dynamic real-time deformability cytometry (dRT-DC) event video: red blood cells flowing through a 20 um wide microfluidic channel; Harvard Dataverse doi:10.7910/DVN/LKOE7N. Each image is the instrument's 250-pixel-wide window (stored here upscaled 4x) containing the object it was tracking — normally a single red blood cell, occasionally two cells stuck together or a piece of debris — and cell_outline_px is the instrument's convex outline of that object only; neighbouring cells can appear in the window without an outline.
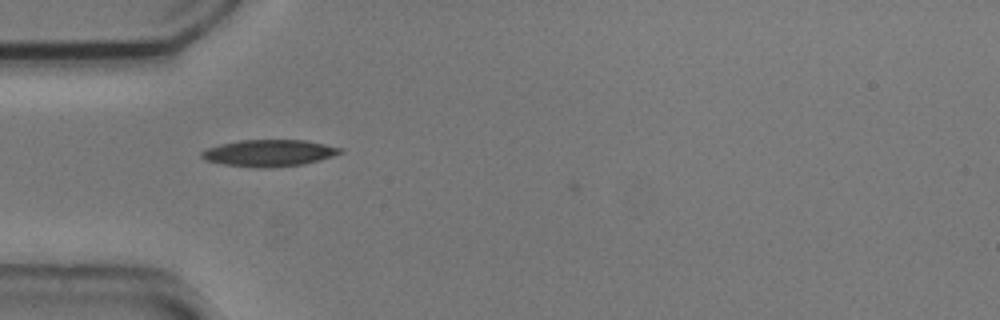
{"species": "common noctule bat (a hibernating species)", "species_latin": "Nyctalus noctula", "temperature_condition": "cold", "stored_images_in_passage": 31, "camera_frame_rate_fps": 3000, "um_per_image_px": 0.085, "animal": {"sex": "male", "body_mass_g": 20.5, "forearm_length_mm": 52.5}, "frame": {"image": 1, "passage_image": 1, "time_ms": 0.0, "image_size_px": [1000, 320], "cell_outline_px": [[344, 152], [320, 160], [304, 164], [268, 168], [256, 168], [224, 164], [204, 160], [200, 156], [200, 152], [208, 148], [220, 144], [240, 140], [304, 140], [344, 148]], "centroid_in_image_um": [22.88, 13.01], "position_along_channel_um": 62.1, "area_um2": 21.68}}
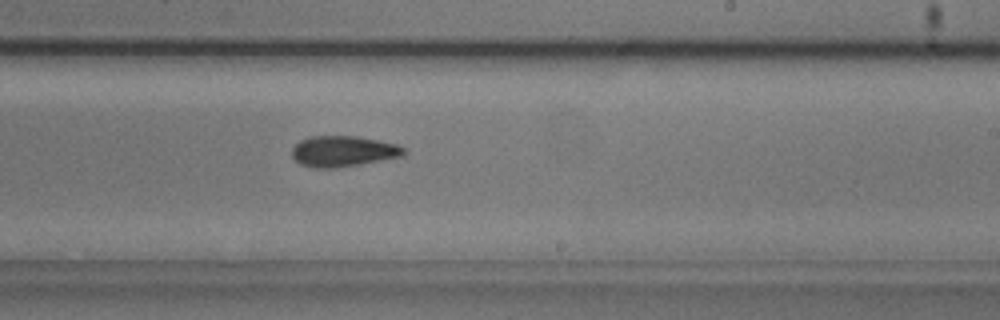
{"frame": {"image": 2, "passage_image": 17, "time_ms": 5.333, "image_size_px": [1000, 320], "cell_outline_px": [[408, 152], [400, 156], [380, 160], [336, 168], [316, 168], [300, 164], [292, 156], [292, 148], [300, 140], [312, 136], [356, 136], [396, 144], [408, 148]], "centroid_in_image_um": [29.17, 12.85], "position_along_channel_um": 259.8, "area_um2": 19.94}}
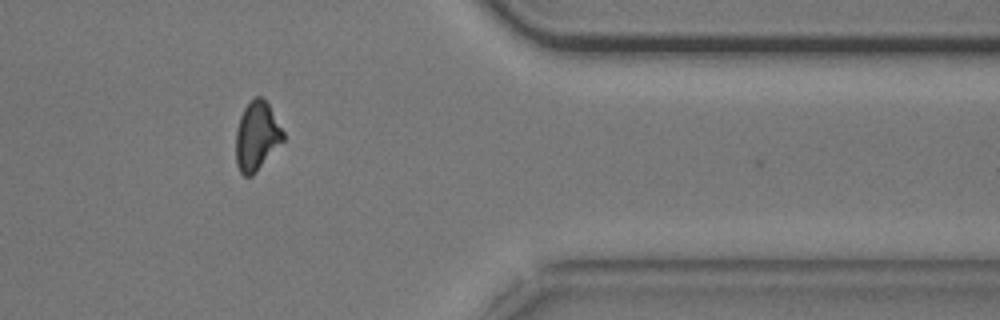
{"frame": {"image": 3, "passage_image": 29, "time_ms": 9.333, "image_size_px": [1000, 320], "cell_outline_px": [[284, 140], [256, 172], [252, 176], [244, 176], [240, 172], [236, 164], [236, 128], [240, 116], [244, 108], [256, 96], [260, 96], [268, 104], [284, 132]], "centroid_in_image_um": [21.81, 11.59], "position_along_channel_um": 389.6, "area_um2": 18.84}, "authors_computed_cell_mechanics": {"area_um2": 19.9988, "velocity_mm_per_s": 3.7246, "shape_relaxation_time_tau1_ms": 4.0243, "shape_relaxation_time_tau2_ms": null, "deformation_change_tau1": 0.1259, "deformation_change_tau2": null}}